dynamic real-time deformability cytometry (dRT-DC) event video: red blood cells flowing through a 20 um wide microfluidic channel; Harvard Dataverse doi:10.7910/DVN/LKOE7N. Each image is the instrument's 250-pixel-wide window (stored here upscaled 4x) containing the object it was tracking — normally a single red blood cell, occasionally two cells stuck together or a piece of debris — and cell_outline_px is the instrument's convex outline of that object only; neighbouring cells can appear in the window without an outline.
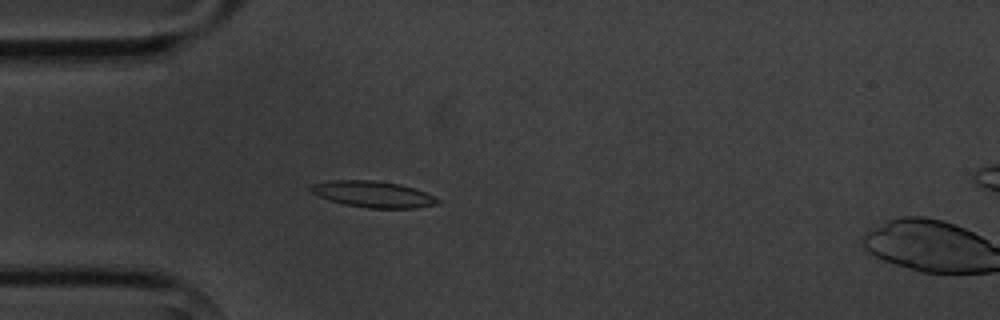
{"species": "common noctule bat (a hibernating species)", "species_latin": "Nyctalus noctula", "temperature_condition": "cold", "stored_images_in_passage": 6, "camera_frame_rate_fps": 3000, "um_per_image_px": 0.085, "animal": {"sex": "male", "body_mass_g": 20.1, "forearm_length_mm": 53.5}, "frame": {"image": 1, "passage_image": 5, "time_ms": 4.667, "image_size_px": [1000, 320], "cell_outline_px": [[440, 204], [416, 208], [368, 208], [344, 204], [308, 192], [308, 188], [312, 184], [332, 180], [372, 180], [400, 184], [436, 196], [440, 200]], "centroid_in_image_um": [31.72, 16.51], "position_along_channel_um": 53.3, "area_um2": 19.42}}